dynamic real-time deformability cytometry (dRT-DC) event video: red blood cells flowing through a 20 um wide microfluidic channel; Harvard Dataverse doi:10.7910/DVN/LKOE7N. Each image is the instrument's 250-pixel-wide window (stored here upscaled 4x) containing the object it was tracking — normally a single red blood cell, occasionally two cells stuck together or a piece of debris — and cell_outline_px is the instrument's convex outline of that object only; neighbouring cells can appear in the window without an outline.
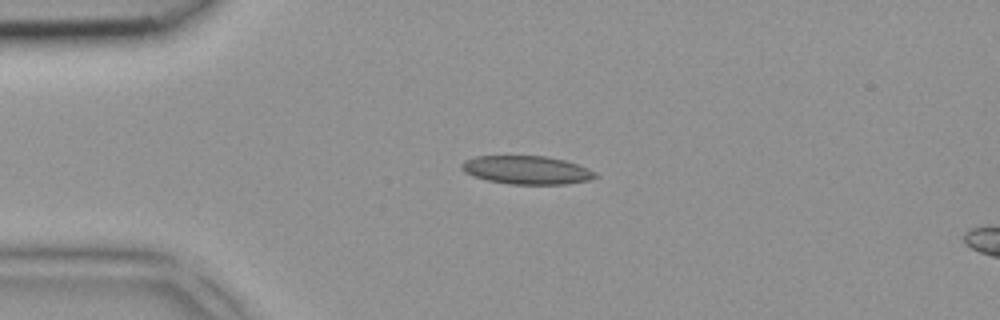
{"species": "common noctule bat (a hibernating species)", "species_latin": "Nyctalus noctula", "temperature_condition": "room temperature", "stored_images_in_passage": 3, "camera_frame_rate_fps": 3000, "um_per_image_px": 0.085, "animal": {"sex": "female", "body_mass_g": 18.4}, "frame": {"image": 1, "passage_image": 2, "time_ms": 0.333, "image_size_px": [1000, 320], "cell_outline_px": [[600, 176], [588, 180], [564, 184], [512, 184], [488, 180], [472, 176], [464, 172], [460, 168], [460, 164], [464, 160], [476, 156], [548, 156], [564, 160], [588, 168], [596, 172]], "centroid_in_image_um": [44.76, 14.44], "position_along_channel_um": 40.2, "area_um2": 22.14}}